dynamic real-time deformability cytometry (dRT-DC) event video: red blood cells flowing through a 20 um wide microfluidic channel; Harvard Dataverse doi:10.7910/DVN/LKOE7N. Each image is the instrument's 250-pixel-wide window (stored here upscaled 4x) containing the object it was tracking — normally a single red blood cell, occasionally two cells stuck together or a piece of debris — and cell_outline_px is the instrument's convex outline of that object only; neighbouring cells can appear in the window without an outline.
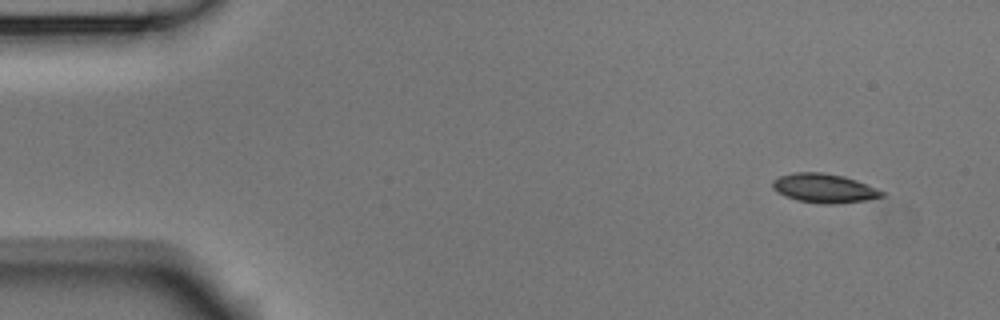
{"species": "Egyptian fruit bat (a non-hibernating species)", "species_latin": "Rousettus aegyptiacus", "temperature_condition": "room temperature", "stored_images_in_passage": 50, "camera_frame_rate_fps": 3000, "um_per_image_px": 0.085, "animal": {"sex": "male"}, "frame": {"image": 1, "passage_image": 1, "time_ms": 0.0, "image_size_px": [1000, 320], "cell_outline_px": [[888, 192], [884, 196], [868, 200], [832, 204], [824, 204], [796, 200], [784, 196], [772, 188], [772, 180], [780, 176], [792, 172], [824, 172], [844, 176], [856, 180]], "centroid_in_image_um": [70.07, 15.99], "position_along_channel_um": 14.9, "area_um2": 18.79}}
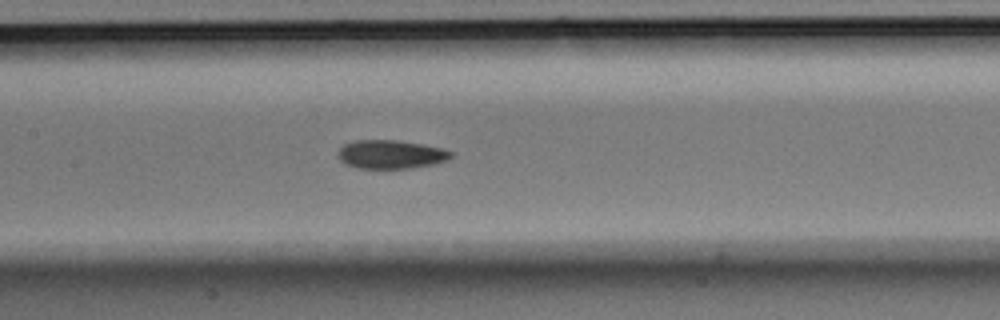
{"frame": {"image": 2, "passage_image": 22, "time_ms": 7.0, "image_size_px": [1000, 320], "cell_outline_px": [[452, 156], [448, 160], [432, 164], [412, 168], [360, 168], [344, 164], [340, 160], [340, 148], [344, 144], [356, 140], [396, 140], [420, 144], [440, 148], [452, 152]], "centroid_in_image_um": [33.22, 13.12], "position_along_channel_um": 174.2, "area_um2": 18.55}}
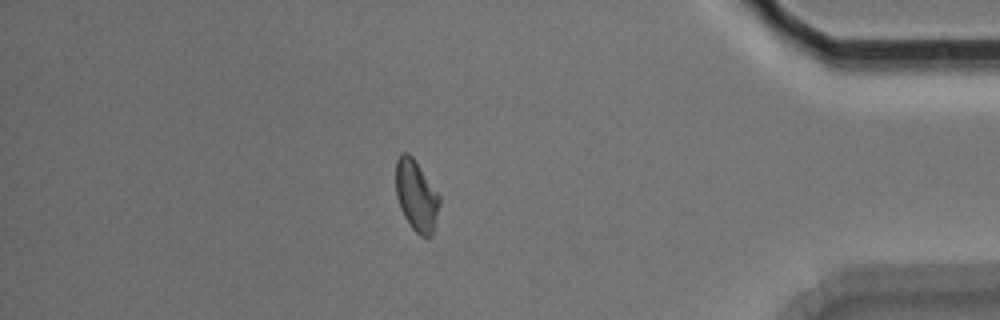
{"frame": {"image": 3, "passage_image": 43, "time_ms": 14.0, "image_size_px": [1000, 320], "cell_outline_px": [[440, 204], [432, 236], [420, 236], [412, 228], [404, 216], [400, 208], [396, 196], [396, 160], [400, 152], [408, 152], [412, 156], [440, 196]], "centroid_in_image_um": [35.38, 16.62], "position_along_channel_um": 399.8, "area_um2": 18.03}, "authors_computed_cell_mechanics": {"area_um2": 18.5249, "velocity_mm_per_s": 3.754, "shape_relaxation_time_tau1_ms": 3.4204, "shape_relaxation_time_tau2_ms": 3.2742, "deformation_change_tau1": 0.1259, "deformation_change_tau2": 0.069}}